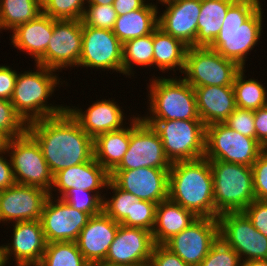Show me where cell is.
Here are the masks:
<instances>
[{
	"label": "cell",
	"instance_id": "6da1fadb",
	"mask_svg": "<svg viewBox=\"0 0 267 266\" xmlns=\"http://www.w3.org/2000/svg\"><path fill=\"white\" fill-rule=\"evenodd\" d=\"M27 132L39 144L53 176L94 157L93 138L67 109L60 115L29 123Z\"/></svg>",
	"mask_w": 267,
	"mask_h": 266
},
{
	"label": "cell",
	"instance_id": "7a4b0ae2",
	"mask_svg": "<svg viewBox=\"0 0 267 266\" xmlns=\"http://www.w3.org/2000/svg\"><path fill=\"white\" fill-rule=\"evenodd\" d=\"M260 4V0H235L228 9L218 36L210 46L241 68H246V56L262 38L264 12Z\"/></svg>",
	"mask_w": 267,
	"mask_h": 266
},
{
	"label": "cell",
	"instance_id": "3957f363",
	"mask_svg": "<svg viewBox=\"0 0 267 266\" xmlns=\"http://www.w3.org/2000/svg\"><path fill=\"white\" fill-rule=\"evenodd\" d=\"M213 190V175L207 158L171 164L168 198L197 217L216 218Z\"/></svg>",
	"mask_w": 267,
	"mask_h": 266
},
{
	"label": "cell",
	"instance_id": "277c9868",
	"mask_svg": "<svg viewBox=\"0 0 267 266\" xmlns=\"http://www.w3.org/2000/svg\"><path fill=\"white\" fill-rule=\"evenodd\" d=\"M36 65V71L27 70L16 78L11 103L16 112L29 124L33 121L62 114L66 106L48 104L57 85H62L55 70ZM33 71V72H32ZM48 104V105H47Z\"/></svg>",
	"mask_w": 267,
	"mask_h": 266
},
{
	"label": "cell",
	"instance_id": "5b68a950",
	"mask_svg": "<svg viewBox=\"0 0 267 266\" xmlns=\"http://www.w3.org/2000/svg\"><path fill=\"white\" fill-rule=\"evenodd\" d=\"M154 77L147 87L150 114L141 117L144 121L201 120L194 88L188 82L176 76Z\"/></svg>",
	"mask_w": 267,
	"mask_h": 266
},
{
	"label": "cell",
	"instance_id": "8992f818",
	"mask_svg": "<svg viewBox=\"0 0 267 266\" xmlns=\"http://www.w3.org/2000/svg\"><path fill=\"white\" fill-rule=\"evenodd\" d=\"M209 161L216 218L225 212H242L256 199L252 168L221 160Z\"/></svg>",
	"mask_w": 267,
	"mask_h": 266
},
{
	"label": "cell",
	"instance_id": "52a82bcc",
	"mask_svg": "<svg viewBox=\"0 0 267 266\" xmlns=\"http://www.w3.org/2000/svg\"><path fill=\"white\" fill-rule=\"evenodd\" d=\"M159 134L166 157L172 163L205 155L206 126L202 120L145 121Z\"/></svg>",
	"mask_w": 267,
	"mask_h": 266
},
{
	"label": "cell",
	"instance_id": "ba28073f",
	"mask_svg": "<svg viewBox=\"0 0 267 266\" xmlns=\"http://www.w3.org/2000/svg\"><path fill=\"white\" fill-rule=\"evenodd\" d=\"M242 68L210 47H188L182 77L193 88L232 86Z\"/></svg>",
	"mask_w": 267,
	"mask_h": 266
},
{
	"label": "cell",
	"instance_id": "9c48e42d",
	"mask_svg": "<svg viewBox=\"0 0 267 266\" xmlns=\"http://www.w3.org/2000/svg\"><path fill=\"white\" fill-rule=\"evenodd\" d=\"M264 150L256 138L244 136L225 123L206 126L204 157L208 160L251 167Z\"/></svg>",
	"mask_w": 267,
	"mask_h": 266
},
{
	"label": "cell",
	"instance_id": "30bf717a",
	"mask_svg": "<svg viewBox=\"0 0 267 266\" xmlns=\"http://www.w3.org/2000/svg\"><path fill=\"white\" fill-rule=\"evenodd\" d=\"M6 155L11 159L17 184L39 187L50 193L53 175L39 144L28 132L11 138Z\"/></svg>",
	"mask_w": 267,
	"mask_h": 266
},
{
	"label": "cell",
	"instance_id": "8fae6325",
	"mask_svg": "<svg viewBox=\"0 0 267 266\" xmlns=\"http://www.w3.org/2000/svg\"><path fill=\"white\" fill-rule=\"evenodd\" d=\"M129 118L130 141L122 161L114 170H132L142 167L170 169L171 162L164 153L163 143L156 130L141 116ZM132 119V120H131Z\"/></svg>",
	"mask_w": 267,
	"mask_h": 266
},
{
	"label": "cell",
	"instance_id": "7c38bea8",
	"mask_svg": "<svg viewBox=\"0 0 267 266\" xmlns=\"http://www.w3.org/2000/svg\"><path fill=\"white\" fill-rule=\"evenodd\" d=\"M218 221L219 238L239 254L242 262L267 260V237L254 228L243 212L222 213Z\"/></svg>",
	"mask_w": 267,
	"mask_h": 266
},
{
	"label": "cell",
	"instance_id": "4fadbf2b",
	"mask_svg": "<svg viewBox=\"0 0 267 266\" xmlns=\"http://www.w3.org/2000/svg\"><path fill=\"white\" fill-rule=\"evenodd\" d=\"M82 29V20L54 19L50 42L36 64L57 72L77 67L82 52Z\"/></svg>",
	"mask_w": 267,
	"mask_h": 266
},
{
	"label": "cell",
	"instance_id": "5bb4252c",
	"mask_svg": "<svg viewBox=\"0 0 267 266\" xmlns=\"http://www.w3.org/2000/svg\"><path fill=\"white\" fill-rule=\"evenodd\" d=\"M219 238L218 218L198 217L164 246L185 263L198 266Z\"/></svg>",
	"mask_w": 267,
	"mask_h": 266
},
{
	"label": "cell",
	"instance_id": "9a60e30c",
	"mask_svg": "<svg viewBox=\"0 0 267 266\" xmlns=\"http://www.w3.org/2000/svg\"><path fill=\"white\" fill-rule=\"evenodd\" d=\"M82 43L78 67L122 73L123 44L112 30L83 26Z\"/></svg>",
	"mask_w": 267,
	"mask_h": 266
},
{
	"label": "cell",
	"instance_id": "2e32d148",
	"mask_svg": "<svg viewBox=\"0 0 267 266\" xmlns=\"http://www.w3.org/2000/svg\"><path fill=\"white\" fill-rule=\"evenodd\" d=\"M90 217L61 198L49 195L40 219L47 243L76 242Z\"/></svg>",
	"mask_w": 267,
	"mask_h": 266
},
{
	"label": "cell",
	"instance_id": "e0dca14e",
	"mask_svg": "<svg viewBox=\"0 0 267 266\" xmlns=\"http://www.w3.org/2000/svg\"><path fill=\"white\" fill-rule=\"evenodd\" d=\"M169 170L142 167L132 170H113L110 179L122 190L139 200L159 204L168 198Z\"/></svg>",
	"mask_w": 267,
	"mask_h": 266
},
{
	"label": "cell",
	"instance_id": "ac0fdd59",
	"mask_svg": "<svg viewBox=\"0 0 267 266\" xmlns=\"http://www.w3.org/2000/svg\"><path fill=\"white\" fill-rule=\"evenodd\" d=\"M49 192L15 183L0 191V224L40 220ZM10 221V222H9ZM13 221V222H12Z\"/></svg>",
	"mask_w": 267,
	"mask_h": 266
},
{
	"label": "cell",
	"instance_id": "d6986e66",
	"mask_svg": "<svg viewBox=\"0 0 267 266\" xmlns=\"http://www.w3.org/2000/svg\"><path fill=\"white\" fill-rule=\"evenodd\" d=\"M154 245L151 231L120 224L104 262L148 266Z\"/></svg>",
	"mask_w": 267,
	"mask_h": 266
},
{
	"label": "cell",
	"instance_id": "ffe728a7",
	"mask_svg": "<svg viewBox=\"0 0 267 266\" xmlns=\"http://www.w3.org/2000/svg\"><path fill=\"white\" fill-rule=\"evenodd\" d=\"M12 226L11 244L2 245L5 263L13 255L16 266H37L47 246L41 221H21Z\"/></svg>",
	"mask_w": 267,
	"mask_h": 266
},
{
	"label": "cell",
	"instance_id": "44dd1931",
	"mask_svg": "<svg viewBox=\"0 0 267 266\" xmlns=\"http://www.w3.org/2000/svg\"><path fill=\"white\" fill-rule=\"evenodd\" d=\"M165 8L158 13V27L188 47H196L201 0H177L167 3Z\"/></svg>",
	"mask_w": 267,
	"mask_h": 266
},
{
	"label": "cell",
	"instance_id": "7402d4cb",
	"mask_svg": "<svg viewBox=\"0 0 267 266\" xmlns=\"http://www.w3.org/2000/svg\"><path fill=\"white\" fill-rule=\"evenodd\" d=\"M119 225L104 212L89 218L85 227L80 231L76 243L90 265L105 261Z\"/></svg>",
	"mask_w": 267,
	"mask_h": 266
},
{
	"label": "cell",
	"instance_id": "603a6c76",
	"mask_svg": "<svg viewBox=\"0 0 267 266\" xmlns=\"http://www.w3.org/2000/svg\"><path fill=\"white\" fill-rule=\"evenodd\" d=\"M109 181L110 173L93 157L90 161L57 172L53 176V186L49 195L53 196V191L57 190L56 196L60 198L66 191L73 188L102 193L101 188L107 187Z\"/></svg>",
	"mask_w": 267,
	"mask_h": 266
},
{
	"label": "cell",
	"instance_id": "cb8c5ba5",
	"mask_svg": "<svg viewBox=\"0 0 267 266\" xmlns=\"http://www.w3.org/2000/svg\"><path fill=\"white\" fill-rule=\"evenodd\" d=\"M70 107L67 106L66 109L93 139L99 134L120 130L125 127L126 115H124L119 104L117 105V101L110 99L98 100L92 103L85 111L81 108L79 109V107Z\"/></svg>",
	"mask_w": 267,
	"mask_h": 266
},
{
	"label": "cell",
	"instance_id": "d4e9b609",
	"mask_svg": "<svg viewBox=\"0 0 267 266\" xmlns=\"http://www.w3.org/2000/svg\"><path fill=\"white\" fill-rule=\"evenodd\" d=\"M197 110L205 126L224 123L236 109L233 86L194 87Z\"/></svg>",
	"mask_w": 267,
	"mask_h": 266
},
{
	"label": "cell",
	"instance_id": "484cf974",
	"mask_svg": "<svg viewBox=\"0 0 267 266\" xmlns=\"http://www.w3.org/2000/svg\"><path fill=\"white\" fill-rule=\"evenodd\" d=\"M53 29L54 19L42 12L13 30L10 40L16 49L32 56L36 63L45 54Z\"/></svg>",
	"mask_w": 267,
	"mask_h": 266
},
{
	"label": "cell",
	"instance_id": "4316f807",
	"mask_svg": "<svg viewBox=\"0 0 267 266\" xmlns=\"http://www.w3.org/2000/svg\"><path fill=\"white\" fill-rule=\"evenodd\" d=\"M198 217L169 198L156 207L155 225L152 230L154 244L164 245Z\"/></svg>",
	"mask_w": 267,
	"mask_h": 266
},
{
	"label": "cell",
	"instance_id": "83f0119b",
	"mask_svg": "<svg viewBox=\"0 0 267 266\" xmlns=\"http://www.w3.org/2000/svg\"><path fill=\"white\" fill-rule=\"evenodd\" d=\"M149 2L143 8L117 16L112 32L122 44L151 34L158 27V6Z\"/></svg>",
	"mask_w": 267,
	"mask_h": 266
},
{
	"label": "cell",
	"instance_id": "f1b7e54d",
	"mask_svg": "<svg viewBox=\"0 0 267 266\" xmlns=\"http://www.w3.org/2000/svg\"><path fill=\"white\" fill-rule=\"evenodd\" d=\"M129 141L130 124L120 130L99 134L93 139L94 159L111 173L122 161Z\"/></svg>",
	"mask_w": 267,
	"mask_h": 266
},
{
	"label": "cell",
	"instance_id": "f546056e",
	"mask_svg": "<svg viewBox=\"0 0 267 266\" xmlns=\"http://www.w3.org/2000/svg\"><path fill=\"white\" fill-rule=\"evenodd\" d=\"M153 65L162 72L176 70L183 73L188 46L157 27L153 31Z\"/></svg>",
	"mask_w": 267,
	"mask_h": 266
},
{
	"label": "cell",
	"instance_id": "4dcf8cb0",
	"mask_svg": "<svg viewBox=\"0 0 267 266\" xmlns=\"http://www.w3.org/2000/svg\"><path fill=\"white\" fill-rule=\"evenodd\" d=\"M235 0H201L196 47H210L218 36L230 5Z\"/></svg>",
	"mask_w": 267,
	"mask_h": 266
},
{
	"label": "cell",
	"instance_id": "1f68e13d",
	"mask_svg": "<svg viewBox=\"0 0 267 266\" xmlns=\"http://www.w3.org/2000/svg\"><path fill=\"white\" fill-rule=\"evenodd\" d=\"M42 13L37 0H0V23L3 30H15L19 25Z\"/></svg>",
	"mask_w": 267,
	"mask_h": 266
},
{
	"label": "cell",
	"instance_id": "d6a6232c",
	"mask_svg": "<svg viewBox=\"0 0 267 266\" xmlns=\"http://www.w3.org/2000/svg\"><path fill=\"white\" fill-rule=\"evenodd\" d=\"M153 54V33L128 40L123 44L122 74L129 78L134 76V64L146 68L153 66Z\"/></svg>",
	"mask_w": 267,
	"mask_h": 266
},
{
	"label": "cell",
	"instance_id": "836d02e7",
	"mask_svg": "<svg viewBox=\"0 0 267 266\" xmlns=\"http://www.w3.org/2000/svg\"><path fill=\"white\" fill-rule=\"evenodd\" d=\"M242 68L233 83L236 107L257 110L267 105V90L257 79L245 80L246 71Z\"/></svg>",
	"mask_w": 267,
	"mask_h": 266
},
{
	"label": "cell",
	"instance_id": "e575fe53",
	"mask_svg": "<svg viewBox=\"0 0 267 266\" xmlns=\"http://www.w3.org/2000/svg\"><path fill=\"white\" fill-rule=\"evenodd\" d=\"M37 266H90L76 242L47 243L46 250Z\"/></svg>",
	"mask_w": 267,
	"mask_h": 266
},
{
	"label": "cell",
	"instance_id": "d590c367",
	"mask_svg": "<svg viewBox=\"0 0 267 266\" xmlns=\"http://www.w3.org/2000/svg\"><path fill=\"white\" fill-rule=\"evenodd\" d=\"M107 189L114 194L110 199L103 198V212L120 224L127 216H131V208L138 198L120 189L111 179Z\"/></svg>",
	"mask_w": 267,
	"mask_h": 266
},
{
	"label": "cell",
	"instance_id": "8d00e7d4",
	"mask_svg": "<svg viewBox=\"0 0 267 266\" xmlns=\"http://www.w3.org/2000/svg\"><path fill=\"white\" fill-rule=\"evenodd\" d=\"M103 193L82 189H69L60 198L76 210L95 216L103 212Z\"/></svg>",
	"mask_w": 267,
	"mask_h": 266
},
{
	"label": "cell",
	"instance_id": "74e56055",
	"mask_svg": "<svg viewBox=\"0 0 267 266\" xmlns=\"http://www.w3.org/2000/svg\"><path fill=\"white\" fill-rule=\"evenodd\" d=\"M86 0H47L42 12L56 20H81Z\"/></svg>",
	"mask_w": 267,
	"mask_h": 266
},
{
	"label": "cell",
	"instance_id": "f35d334b",
	"mask_svg": "<svg viewBox=\"0 0 267 266\" xmlns=\"http://www.w3.org/2000/svg\"><path fill=\"white\" fill-rule=\"evenodd\" d=\"M156 207V203L138 199L131 208V216H127L120 224L152 232L155 225Z\"/></svg>",
	"mask_w": 267,
	"mask_h": 266
},
{
	"label": "cell",
	"instance_id": "ab89813d",
	"mask_svg": "<svg viewBox=\"0 0 267 266\" xmlns=\"http://www.w3.org/2000/svg\"><path fill=\"white\" fill-rule=\"evenodd\" d=\"M117 19L113 5H86L82 26L112 30Z\"/></svg>",
	"mask_w": 267,
	"mask_h": 266
},
{
	"label": "cell",
	"instance_id": "60d3db41",
	"mask_svg": "<svg viewBox=\"0 0 267 266\" xmlns=\"http://www.w3.org/2000/svg\"><path fill=\"white\" fill-rule=\"evenodd\" d=\"M241 264L239 254L221 238H218L198 266H241Z\"/></svg>",
	"mask_w": 267,
	"mask_h": 266
},
{
	"label": "cell",
	"instance_id": "b9f144b4",
	"mask_svg": "<svg viewBox=\"0 0 267 266\" xmlns=\"http://www.w3.org/2000/svg\"><path fill=\"white\" fill-rule=\"evenodd\" d=\"M28 124L16 112L10 100L0 99V129L11 138L27 132Z\"/></svg>",
	"mask_w": 267,
	"mask_h": 266
},
{
	"label": "cell",
	"instance_id": "7bdbcfd3",
	"mask_svg": "<svg viewBox=\"0 0 267 266\" xmlns=\"http://www.w3.org/2000/svg\"><path fill=\"white\" fill-rule=\"evenodd\" d=\"M224 123L244 136L255 138L254 110L236 107Z\"/></svg>",
	"mask_w": 267,
	"mask_h": 266
},
{
	"label": "cell",
	"instance_id": "ee69618b",
	"mask_svg": "<svg viewBox=\"0 0 267 266\" xmlns=\"http://www.w3.org/2000/svg\"><path fill=\"white\" fill-rule=\"evenodd\" d=\"M256 200L267 201V149L251 166Z\"/></svg>",
	"mask_w": 267,
	"mask_h": 266
},
{
	"label": "cell",
	"instance_id": "f6af8a7d",
	"mask_svg": "<svg viewBox=\"0 0 267 266\" xmlns=\"http://www.w3.org/2000/svg\"><path fill=\"white\" fill-rule=\"evenodd\" d=\"M254 228L267 237V201L254 200L242 211Z\"/></svg>",
	"mask_w": 267,
	"mask_h": 266
},
{
	"label": "cell",
	"instance_id": "bcb514c9",
	"mask_svg": "<svg viewBox=\"0 0 267 266\" xmlns=\"http://www.w3.org/2000/svg\"><path fill=\"white\" fill-rule=\"evenodd\" d=\"M148 266H191L164 245H154Z\"/></svg>",
	"mask_w": 267,
	"mask_h": 266
},
{
	"label": "cell",
	"instance_id": "7dc6e473",
	"mask_svg": "<svg viewBox=\"0 0 267 266\" xmlns=\"http://www.w3.org/2000/svg\"><path fill=\"white\" fill-rule=\"evenodd\" d=\"M17 75L10 66L0 65V99L11 100Z\"/></svg>",
	"mask_w": 267,
	"mask_h": 266
},
{
	"label": "cell",
	"instance_id": "c3c4849f",
	"mask_svg": "<svg viewBox=\"0 0 267 266\" xmlns=\"http://www.w3.org/2000/svg\"><path fill=\"white\" fill-rule=\"evenodd\" d=\"M255 138L267 149V105L254 110Z\"/></svg>",
	"mask_w": 267,
	"mask_h": 266
},
{
	"label": "cell",
	"instance_id": "681fc988",
	"mask_svg": "<svg viewBox=\"0 0 267 266\" xmlns=\"http://www.w3.org/2000/svg\"><path fill=\"white\" fill-rule=\"evenodd\" d=\"M6 153L7 150L0 151V191L12 187L16 183L13 175L12 162L10 158L9 160L6 159Z\"/></svg>",
	"mask_w": 267,
	"mask_h": 266
},
{
	"label": "cell",
	"instance_id": "f907efd6",
	"mask_svg": "<svg viewBox=\"0 0 267 266\" xmlns=\"http://www.w3.org/2000/svg\"><path fill=\"white\" fill-rule=\"evenodd\" d=\"M146 4V0H114L113 8L116 11L117 16H121L139 8H143Z\"/></svg>",
	"mask_w": 267,
	"mask_h": 266
},
{
	"label": "cell",
	"instance_id": "816d5d0a",
	"mask_svg": "<svg viewBox=\"0 0 267 266\" xmlns=\"http://www.w3.org/2000/svg\"><path fill=\"white\" fill-rule=\"evenodd\" d=\"M11 137L0 129V151L7 150Z\"/></svg>",
	"mask_w": 267,
	"mask_h": 266
},
{
	"label": "cell",
	"instance_id": "f5cc1de1",
	"mask_svg": "<svg viewBox=\"0 0 267 266\" xmlns=\"http://www.w3.org/2000/svg\"><path fill=\"white\" fill-rule=\"evenodd\" d=\"M241 266H267V260H251L242 262Z\"/></svg>",
	"mask_w": 267,
	"mask_h": 266
},
{
	"label": "cell",
	"instance_id": "db71d44e",
	"mask_svg": "<svg viewBox=\"0 0 267 266\" xmlns=\"http://www.w3.org/2000/svg\"><path fill=\"white\" fill-rule=\"evenodd\" d=\"M114 0H86V5H113Z\"/></svg>",
	"mask_w": 267,
	"mask_h": 266
},
{
	"label": "cell",
	"instance_id": "11a10c76",
	"mask_svg": "<svg viewBox=\"0 0 267 266\" xmlns=\"http://www.w3.org/2000/svg\"><path fill=\"white\" fill-rule=\"evenodd\" d=\"M90 266H138V265H118V264H111V263H106V262H99V263H94Z\"/></svg>",
	"mask_w": 267,
	"mask_h": 266
},
{
	"label": "cell",
	"instance_id": "9f6ffc18",
	"mask_svg": "<svg viewBox=\"0 0 267 266\" xmlns=\"http://www.w3.org/2000/svg\"><path fill=\"white\" fill-rule=\"evenodd\" d=\"M5 260H4V256H3V248L2 245L0 246V266H5Z\"/></svg>",
	"mask_w": 267,
	"mask_h": 266
},
{
	"label": "cell",
	"instance_id": "6f0895ef",
	"mask_svg": "<svg viewBox=\"0 0 267 266\" xmlns=\"http://www.w3.org/2000/svg\"><path fill=\"white\" fill-rule=\"evenodd\" d=\"M174 1H177V0H158V3L162 4V5H165L167 3L174 2Z\"/></svg>",
	"mask_w": 267,
	"mask_h": 266
},
{
	"label": "cell",
	"instance_id": "680465c9",
	"mask_svg": "<svg viewBox=\"0 0 267 266\" xmlns=\"http://www.w3.org/2000/svg\"><path fill=\"white\" fill-rule=\"evenodd\" d=\"M41 5H43L47 0H37Z\"/></svg>",
	"mask_w": 267,
	"mask_h": 266
}]
</instances>
